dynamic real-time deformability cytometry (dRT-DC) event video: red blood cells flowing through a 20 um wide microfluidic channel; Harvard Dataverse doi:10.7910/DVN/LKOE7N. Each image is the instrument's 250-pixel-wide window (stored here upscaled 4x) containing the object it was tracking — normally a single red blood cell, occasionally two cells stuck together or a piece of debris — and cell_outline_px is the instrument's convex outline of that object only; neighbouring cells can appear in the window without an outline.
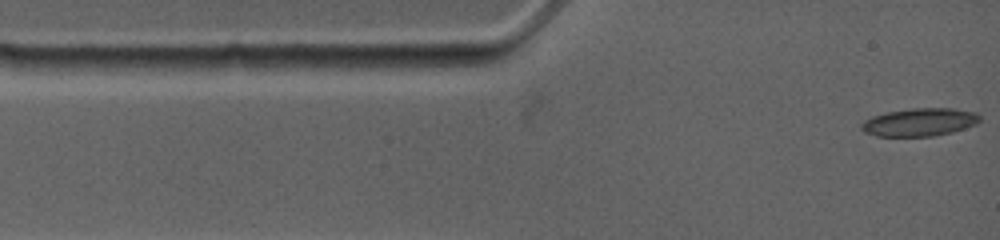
{"species": "common noctule bat (a hibernating species)", "species_latin": "Nyctalus noctula", "temperature_condition": "warm", "stored_images_in_passage": 61, "camera_frame_rate_fps": 4500, "um_per_image_px": 0.085, "animal": {"sex": "female", "body_mass_g": 19.0, "forearm_length_mm": 53.3}, "frame": {"image": 1, "passage_image": 1, "time_ms": 0.0, "image_size_px": [1000, 240], "cell_outline_px": [[980, 120], [976, 124], [952, 132], [932, 136], [876, 136], [864, 132], [860, 128], [860, 124], [864, 120], [872, 116], [888, 112], [912, 108], [952, 108], [976, 112], [980, 116]], "centroid_in_image_um": [78.15, 10.38], "position_along_channel_um": 6.9, "area_um2": 19.31}}
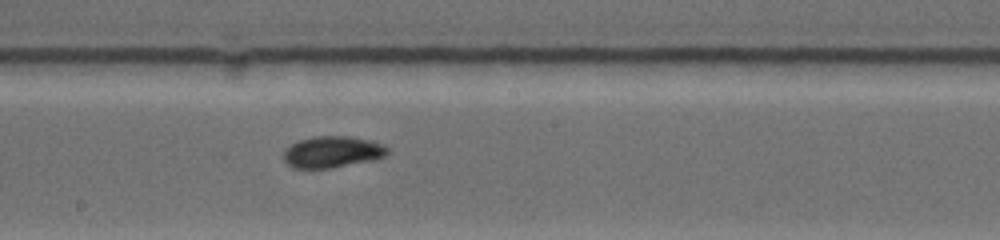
{"frame": {"image": 2, "passage_image": 25, "time_ms": 6.667, "image_size_px": [1000, 240], "cell_outline_px": [[388, 152], [384, 156], [376, 160], [332, 168], [292, 168], [284, 160], [284, 152], [292, 144], [300, 140], [316, 136], [348, 136], [368, 140], [384, 144], [388, 148]], "centroid_in_image_um": [28.28, 12.92], "position_along_channel_um": 219.9, "area_um2": 19.02}}
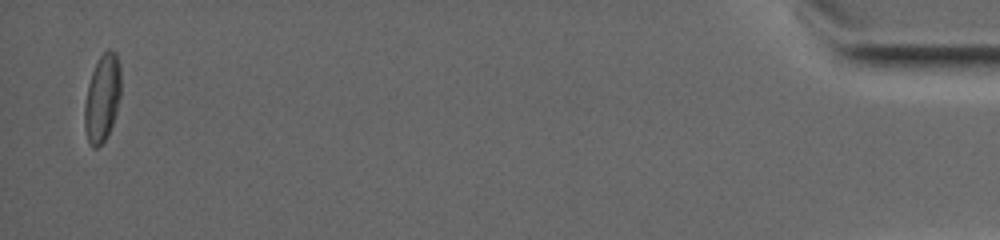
{"frame": {"image": 3, "passage_image": 58, "time_ms": 16.0, "image_size_px": [1000, 240], "cell_outline_px": [[120, 96], [116, 112], [108, 136], [96, 148], [92, 148], [88, 144], [84, 128], [84, 104], [88, 84], [92, 72], [100, 56], [108, 48], [112, 48], [116, 52], [120, 68]], "centroid_in_image_um": [8.68, 8.35], "position_along_channel_um": 426.5, "area_um2": 18.67}, "authors_computed_cell_mechanics": {"area_um2": 18.6694, "velocity_mm_per_s": 3.8122, "shape_relaxation_time_tau1_ms": null, "shape_relaxation_time_tau2_ms": 2.5605, "deformation_change_tau1": null, "deformation_change_tau2": 0.0495}}